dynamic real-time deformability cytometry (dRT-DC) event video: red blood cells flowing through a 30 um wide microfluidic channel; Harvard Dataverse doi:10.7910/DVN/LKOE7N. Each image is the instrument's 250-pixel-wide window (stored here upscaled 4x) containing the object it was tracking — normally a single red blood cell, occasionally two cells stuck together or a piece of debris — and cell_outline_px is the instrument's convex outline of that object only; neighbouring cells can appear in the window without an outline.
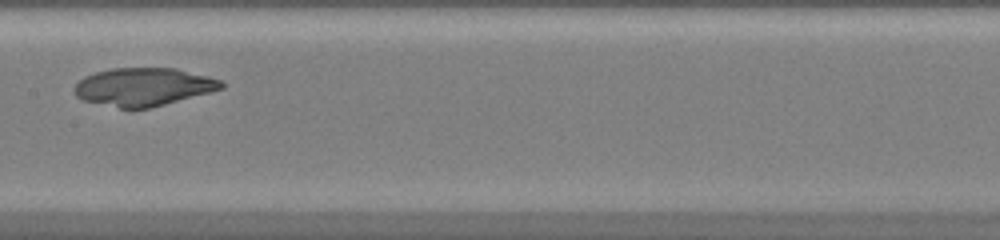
{"species": "common noctule bat (a hibernating species)", "species_latin": "Nyctalus noctula", "temperature_condition": "warm", "stored_images_in_passage": 27, "camera_frame_rate_fps": 3000, "um_per_image_px": 0.085, "animal": {"sex": "female", "body_mass_g": 20.0, "forearm_length_mm": 54.0}, "frame": {"image": 1, "passage_image": 13, "time_ms": 4.0, "image_size_px": [1000, 240], "cell_outline_px": [[224, 88], [164, 104], [148, 108], [120, 108], [84, 100], [76, 96], [76, 84], [84, 76], [96, 72], [112, 68], [176, 68], [208, 76], [220, 80], [224, 84]], "centroid_in_image_um": [12.2, 7.37], "position_along_channel_um": 195.2, "area_um2": 32.08}}
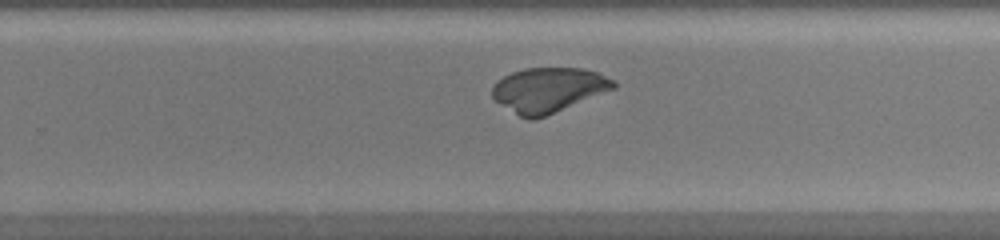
{"frame": {"image": 2, "passage_image": 19, "time_ms": 6.0, "image_size_px": [1000, 240], "cell_outline_px": [[616, 88], [544, 116], [532, 120], [528, 120], [520, 116], [500, 104], [492, 96], [492, 88], [504, 76], [512, 72], [524, 68], [584, 68], [600, 72], [612, 80], [616, 84]], "centroid_in_image_um": [46.63, 7.63], "position_along_channel_um": 283.2, "area_um2": 31.27}}
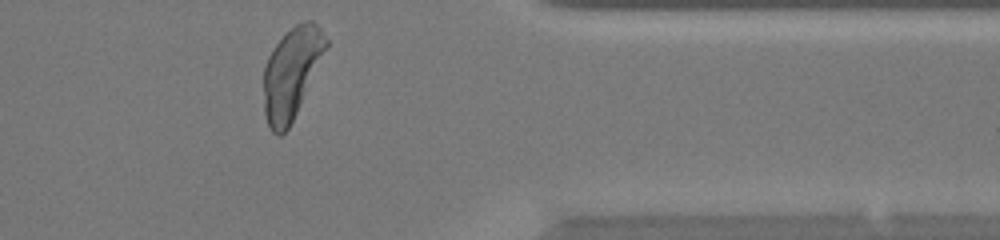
{"frame": {"image": 3, "passage_image": 27, "time_ms": 8.667, "image_size_px": [1000, 240], "cell_outline_px": [[328, 44], [296, 112], [288, 128], [280, 136], [276, 136], [272, 132], [268, 124], [264, 112], [264, 68], [268, 56], [276, 44], [296, 24], [304, 20], [312, 20], [320, 28], [328, 40]], "centroid_in_image_um": [24.76, 6.2], "position_along_channel_um": 386.6, "area_um2": 32.14}}